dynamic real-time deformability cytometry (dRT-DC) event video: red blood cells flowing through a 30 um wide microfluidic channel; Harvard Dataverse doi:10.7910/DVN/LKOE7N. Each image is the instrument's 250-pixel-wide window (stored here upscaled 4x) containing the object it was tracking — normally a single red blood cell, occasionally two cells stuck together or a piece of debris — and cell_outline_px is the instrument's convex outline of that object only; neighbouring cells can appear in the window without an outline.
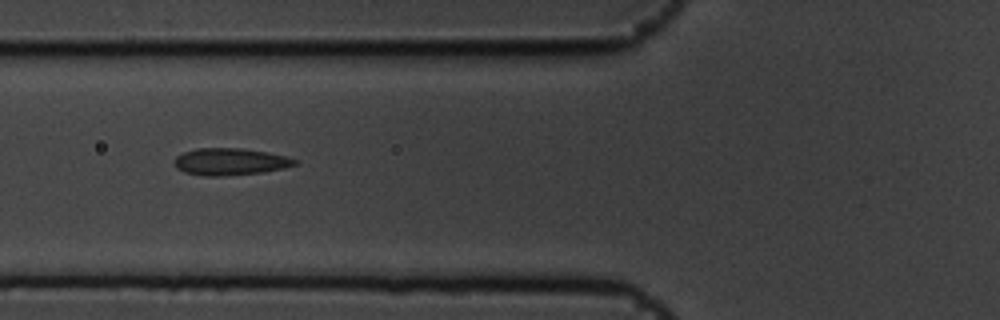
{"species": "common noctule bat (a hibernating species)", "species_latin": "Nyctalus noctula", "temperature_condition": "cold", "stored_images_in_passage": 4, "camera_frame_rate_fps": 3000, "um_per_image_px": 0.085, "animal": {"sex": "male", "body_mass_g": 19.5, "forearm_length_mm": 54.6}, "frame": {"image": 1, "passage_image": 2, "time_ms": 0.333, "image_size_px": [1000, 320], "cell_outline_px": [[296, 164], [284, 168], [264, 172], [220, 176], [204, 176], [184, 172], [176, 168], [172, 160], [176, 156], [184, 152], [196, 148], [240, 148], [268, 152], [284, 156], [296, 160]], "centroid_in_image_um": [19.5, 13.74], "position_along_channel_um": 106.3, "area_um2": 18.96}}
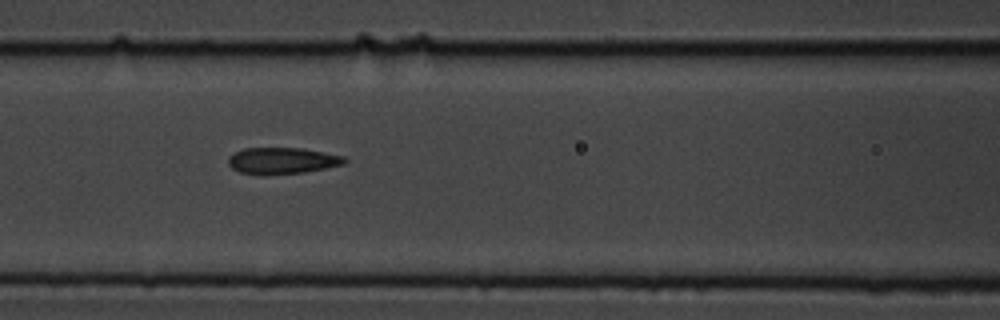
{"frame": {"image": 2, "passage_image": 3, "time_ms": 0.667, "image_size_px": [1000, 320], "cell_outline_px": [[348, 160], [344, 164], [304, 172], [264, 176], [260, 176], [240, 172], [232, 168], [228, 164], [228, 156], [244, 148], [300, 148], [324, 152], [344, 156]], "centroid_in_image_um": [23.96, 13.67], "position_along_channel_um": 142.6, "area_um2": 18.09}}
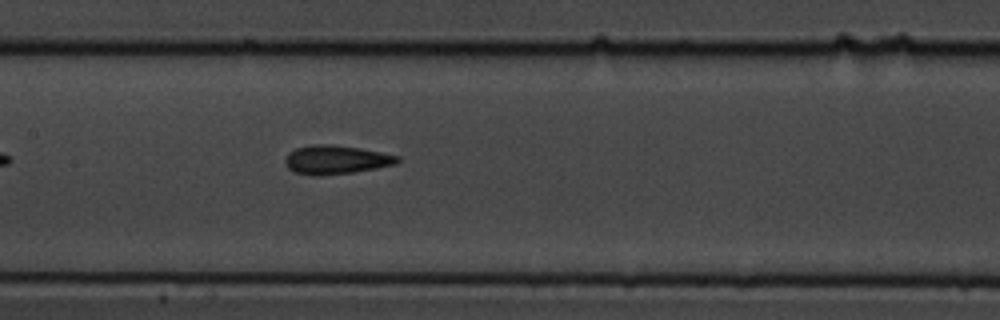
{"frame": {"image": 3, "passage_image": 4, "time_ms": 1.0, "image_size_px": [1000, 320], "cell_outline_px": [[400, 160], [396, 164], [376, 168], [352, 172], [320, 176], [312, 176], [296, 172], [288, 168], [284, 160], [288, 152], [296, 148], [312, 144], [332, 144], [360, 148], [400, 156]], "centroid_in_image_um": [28.54, 13.57], "position_along_channel_um": 178.9, "area_um2": 18.9}}